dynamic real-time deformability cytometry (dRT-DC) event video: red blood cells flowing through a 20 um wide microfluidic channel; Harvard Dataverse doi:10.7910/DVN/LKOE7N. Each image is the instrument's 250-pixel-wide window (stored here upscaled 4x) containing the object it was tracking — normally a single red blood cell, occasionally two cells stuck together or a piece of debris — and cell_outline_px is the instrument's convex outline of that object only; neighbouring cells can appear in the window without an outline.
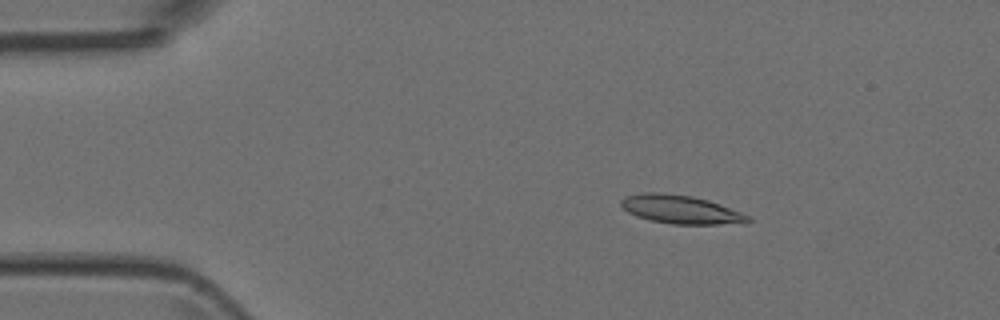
{"species": "Egyptian fruit bat (a non-hibernating species)", "species_latin": "Rousettus aegyptiacus", "temperature_condition": "room temperature", "stored_images_in_passage": 51, "camera_frame_rate_fps": 3000, "um_per_image_px": 0.085, "animal": {"sex": "female"}, "frame": {"image": 1, "passage_image": 9, "time_ms": 2.667, "image_size_px": [1000, 320], "cell_outline_px": [[752, 220], [744, 224], [672, 224], [652, 220], [636, 216], [628, 212], [620, 204], [620, 200], [624, 196], [644, 192], [656, 192], [692, 196], [708, 200], [752, 216]], "centroid_in_image_um": [57.9, 17.81], "position_along_channel_um": 27.1, "area_um2": 21.15}}
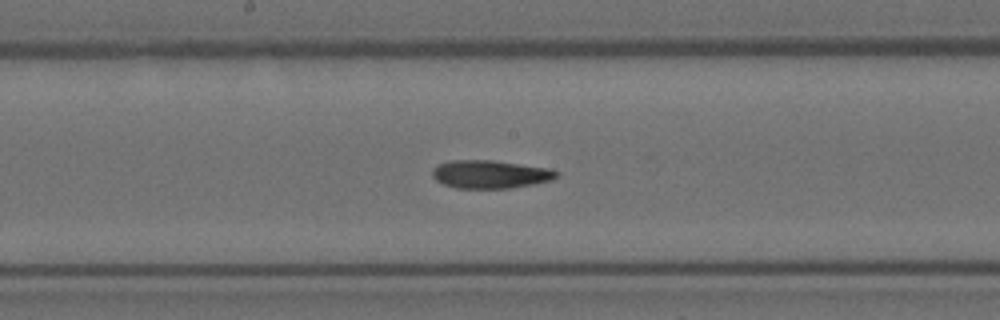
{"frame": {"image": 2, "passage_image": 27, "time_ms": 8.667, "image_size_px": [1000, 320], "cell_outline_px": [[560, 172], [552, 180], [512, 188], [456, 188], [444, 184], [436, 180], [432, 176], [432, 168], [440, 164], [452, 160], [492, 160], [548, 168]], "centroid_in_image_um": [41.66, 14.81], "position_along_channel_um": 206.5, "area_um2": 20.23}}
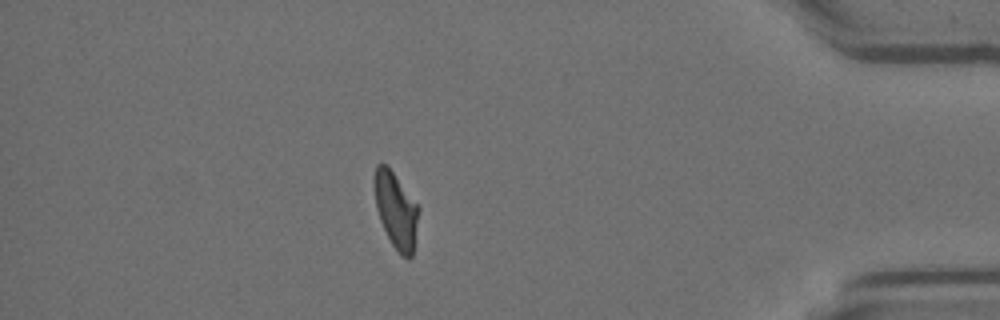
{"frame": {"image": 3, "passage_image": 45, "time_ms": 14.667, "image_size_px": [1000, 320], "cell_outline_px": [[420, 208], [412, 256], [408, 260], [392, 244], [380, 220], [376, 208], [372, 180], [376, 164], [384, 164], [392, 172]], "centroid_in_image_um": [33.63, 17.85], "position_along_channel_um": 401.6, "area_um2": 19.31}}